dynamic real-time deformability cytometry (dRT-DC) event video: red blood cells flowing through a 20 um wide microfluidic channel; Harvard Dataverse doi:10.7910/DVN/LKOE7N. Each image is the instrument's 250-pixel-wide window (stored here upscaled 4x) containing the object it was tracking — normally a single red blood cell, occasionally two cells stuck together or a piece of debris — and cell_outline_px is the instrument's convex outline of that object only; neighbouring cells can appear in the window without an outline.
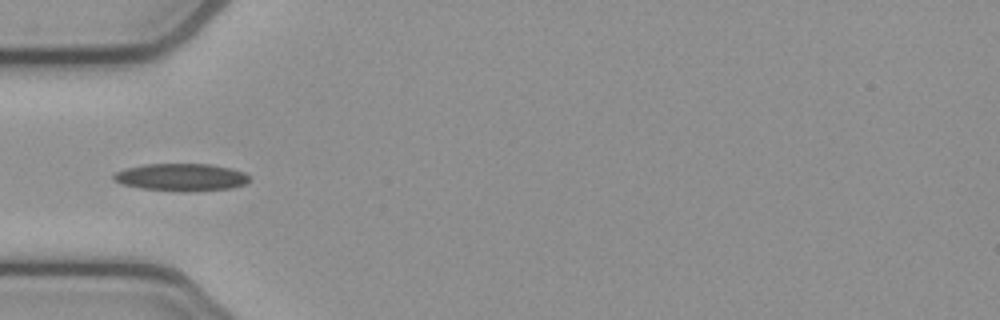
{"species": "common noctule bat (a hibernating species)", "species_latin": "Nyctalus noctula", "temperature_condition": "cold", "stored_images_in_passage": 5, "camera_frame_rate_fps": 3000, "um_per_image_px": 0.085, "animal": {"sex": "female", "body_mass_g": 21.9}, "frame": {"image": 1, "passage_image": 5, "time_ms": 1.333, "image_size_px": [1000, 320], "cell_outline_px": [[248, 180], [244, 184], [232, 188], [140, 188], [124, 184], [112, 180], [112, 176], [116, 172], [124, 168], [144, 164], [212, 164], [232, 168], [244, 172], [248, 176]], "centroid_in_image_um": [15.36, 14.99], "position_along_channel_um": 69.6, "area_um2": 20.46}}